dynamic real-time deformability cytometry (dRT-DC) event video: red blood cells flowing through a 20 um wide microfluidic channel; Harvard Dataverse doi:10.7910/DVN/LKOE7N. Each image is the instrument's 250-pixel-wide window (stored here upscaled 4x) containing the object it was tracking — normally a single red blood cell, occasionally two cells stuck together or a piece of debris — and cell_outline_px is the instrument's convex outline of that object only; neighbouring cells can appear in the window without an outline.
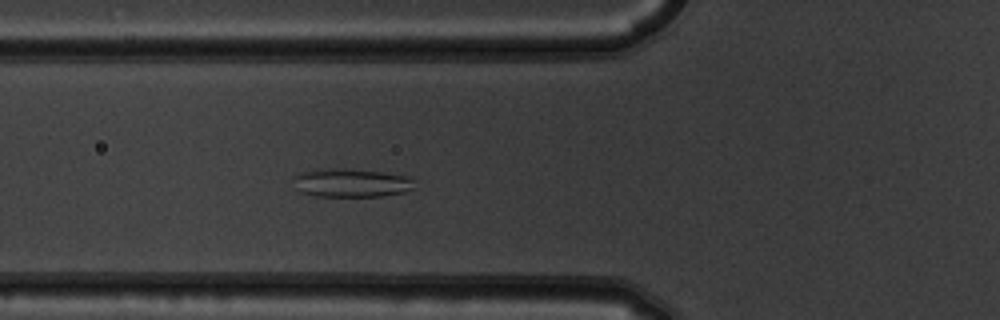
{"species": "common noctule bat (a hibernating species)", "species_latin": "Nyctalus noctula", "temperature_condition": "warm", "stored_images_in_passage": 5, "camera_frame_rate_fps": 3000, "um_per_image_px": 0.085, "animal": {"sex": "male", "body_mass_g": 19.5, "forearm_length_mm": 54.6}, "frame": {"image": 1, "passage_image": 5, "time_ms": 1.333, "image_size_px": [1000, 320], "cell_outline_px": [[416, 180], [412, 188], [404, 192], [380, 196], [316, 196], [300, 192], [296, 176], [300, 172], [316, 168], [348, 168], [400, 172], [416, 176]], "centroid_in_image_um": [30.03, 15.49], "position_along_channel_um": 95.8, "area_um2": 20.81}}